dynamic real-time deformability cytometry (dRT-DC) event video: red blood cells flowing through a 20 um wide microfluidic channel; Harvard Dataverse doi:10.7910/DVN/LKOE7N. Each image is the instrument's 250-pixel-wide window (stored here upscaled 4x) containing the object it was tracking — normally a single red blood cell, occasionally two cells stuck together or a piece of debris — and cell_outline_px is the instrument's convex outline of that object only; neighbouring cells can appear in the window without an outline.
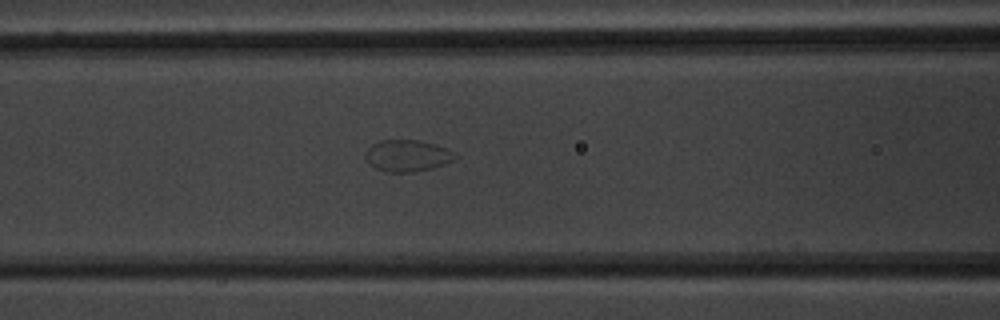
{"species": "common noctule bat (a hibernating species)", "species_latin": "Nyctalus noctula", "temperature_condition": "warm", "stored_images_in_passage": 32, "camera_frame_rate_fps": 3000, "um_per_image_px": 0.085, "animal": {"sex": "male", "body_mass_g": 20.1, "forearm_length_mm": 53.5}, "frame": {"image": 1, "passage_image": 5, "time_ms": 1.333, "image_size_px": [1000, 320], "cell_outline_px": [[456, 156], [452, 160], [444, 164], [432, 168], [412, 172], [384, 172], [368, 164], [364, 156], [364, 152], [372, 144], [380, 140], [420, 140], [436, 144], [448, 148]], "centroid_in_image_um": [34.57, 13.23], "position_along_channel_um": 132.0, "area_um2": 16.65}}
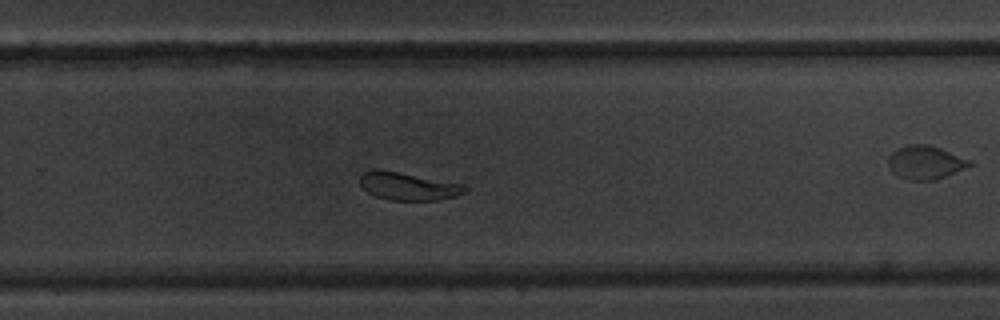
{"frame": {"image": 2, "passage_image": 14, "time_ms": 4.333, "image_size_px": [1000, 320], "cell_outline_px": [[468, 188], [464, 192], [456, 196], [436, 200], [388, 200], [376, 196], [368, 192], [360, 184], [360, 176], [364, 172], [396, 172], [464, 184]], "centroid_in_image_um": [34.75, 15.87], "position_along_channel_um": 295.1, "area_um2": 16.3}}
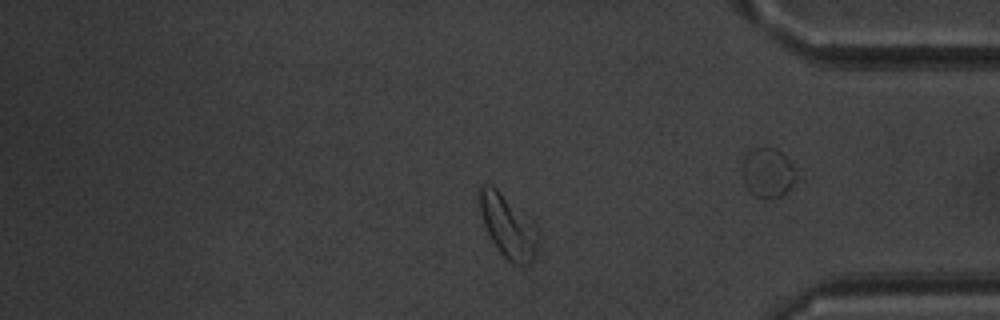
{"frame": {"image": 3, "passage_image": 23, "time_ms": 7.333, "image_size_px": [1000, 320], "cell_outline_px": [[540, 236], [536, 256], [528, 264], [512, 264], [500, 252], [492, 240], [484, 224], [480, 212], [480, 184], [492, 184], [536, 224], [540, 232]], "centroid_in_image_um": [43.23, 19.24], "position_along_channel_um": 392.0, "area_um2": 21.56}}